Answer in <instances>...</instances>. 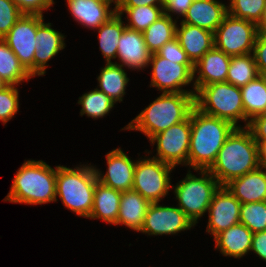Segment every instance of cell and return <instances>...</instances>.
<instances>
[{
  "instance_id": "obj_1",
  "label": "cell",
  "mask_w": 266,
  "mask_h": 267,
  "mask_svg": "<svg viewBox=\"0 0 266 267\" xmlns=\"http://www.w3.org/2000/svg\"><path fill=\"white\" fill-rule=\"evenodd\" d=\"M235 128L230 122L202 113L194 107L191 111L189 167L194 170H209Z\"/></svg>"
},
{
  "instance_id": "obj_2",
  "label": "cell",
  "mask_w": 266,
  "mask_h": 267,
  "mask_svg": "<svg viewBox=\"0 0 266 267\" xmlns=\"http://www.w3.org/2000/svg\"><path fill=\"white\" fill-rule=\"evenodd\" d=\"M259 168L257 143L247 127H236L208 170L225 186L231 180Z\"/></svg>"
},
{
  "instance_id": "obj_3",
  "label": "cell",
  "mask_w": 266,
  "mask_h": 267,
  "mask_svg": "<svg viewBox=\"0 0 266 267\" xmlns=\"http://www.w3.org/2000/svg\"><path fill=\"white\" fill-rule=\"evenodd\" d=\"M195 107V94L162 93L122 128L144 133L149 140L156 134L186 120Z\"/></svg>"
},
{
  "instance_id": "obj_4",
  "label": "cell",
  "mask_w": 266,
  "mask_h": 267,
  "mask_svg": "<svg viewBox=\"0 0 266 267\" xmlns=\"http://www.w3.org/2000/svg\"><path fill=\"white\" fill-rule=\"evenodd\" d=\"M4 201L30 205L56 202V168L42 160L25 161Z\"/></svg>"
},
{
  "instance_id": "obj_5",
  "label": "cell",
  "mask_w": 266,
  "mask_h": 267,
  "mask_svg": "<svg viewBox=\"0 0 266 267\" xmlns=\"http://www.w3.org/2000/svg\"><path fill=\"white\" fill-rule=\"evenodd\" d=\"M80 166L74 169L56 166V199L59 196L65 208L89 218L98 178L95 166Z\"/></svg>"
},
{
  "instance_id": "obj_6",
  "label": "cell",
  "mask_w": 266,
  "mask_h": 267,
  "mask_svg": "<svg viewBox=\"0 0 266 267\" xmlns=\"http://www.w3.org/2000/svg\"><path fill=\"white\" fill-rule=\"evenodd\" d=\"M195 107L202 113L218 117L238 125L245 122L242 94L240 87L228 82H217L202 86L195 94Z\"/></svg>"
},
{
  "instance_id": "obj_7",
  "label": "cell",
  "mask_w": 266,
  "mask_h": 267,
  "mask_svg": "<svg viewBox=\"0 0 266 267\" xmlns=\"http://www.w3.org/2000/svg\"><path fill=\"white\" fill-rule=\"evenodd\" d=\"M201 173V177L193 175L190 170L186 177L180 180L174 189V195L178 200V207L196 225L197 220L208 211L214 193L220 184L208 170H195Z\"/></svg>"
},
{
  "instance_id": "obj_8",
  "label": "cell",
  "mask_w": 266,
  "mask_h": 267,
  "mask_svg": "<svg viewBox=\"0 0 266 267\" xmlns=\"http://www.w3.org/2000/svg\"><path fill=\"white\" fill-rule=\"evenodd\" d=\"M175 167L159 159L144 158L136 161L133 190L141 194L150 203H157L166 197L172 188L170 173Z\"/></svg>"
},
{
  "instance_id": "obj_9",
  "label": "cell",
  "mask_w": 266,
  "mask_h": 267,
  "mask_svg": "<svg viewBox=\"0 0 266 267\" xmlns=\"http://www.w3.org/2000/svg\"><path fill=\"white\" fill-rule=\"evenodd\" d=\"M257 24L227 14L214 32V46L228 56L253 53Z\"/></svg>"
},
{
  "instance_id": "obj_10",
  "label": "cell",
  "mask_w": 266,
  "mask_h": 267,
  "mask_svg": "<svg viewBox=\"0 0 266 267\" xmlns=\"http://www.w3.org/2000/svg\"><path fill=\"white\" fill-rule=\"evenodd\" d=\"M191 138V113L190 116L163 132L154 135L149 141L157 143V156L161 162L176 167L180 164L188 166V153Z\"/></svg>"
},
{
  "instance_id": "obj_11",
  "label": "cell",
  "mask_w": 266,
  "mask_h": 267,
  "mask_svg": "<svg viewBox=\"0 0 266 267\" xmlns=\"http://www.w3.org/2000/svg\"><path fill=\"white\" fill-rule=\"evenodd\" d=\"M149 65L152 66V87L158 88L162 93L195 94L193 89L188 91L181 88L194 80V64H179L178 61L167 60L153 53Z\"/></svg>"
},
{
  "instance_id": "obj_12",
  "label": "cell",
  "mask_w": 266,
  "mask_h": 267,
  "mask_svg": "<svg viewBox=\"0 0 266 267\" xmlns=\"http://www.w3.org/2000/svg\"><path fill=\"white\" fill-rule=\"evenodd\" d=\"M36 33L37 14H23L2 38L32 77L37 46Z\"/></svg>"
},
{
  "instance_id": "obj_13",
  "label": "cell",
  "mask_w": 266,
  "mask_h": 267,
  "mask_svg": "<svg viewBox=\"0 0 266 267\" xmlns=\"http://www.w3.org/2000/svg\"><path fill=\"white\" fill-rule=\"evenodd\" d=\"M191 227H194V223L179 207L161 206L157 202L149 205L140 232L148 235H173Z\"/></svg>"
},
{
  "instance_id": "obj_14",
  "label": "cell",
  "mask_w": 266,
  "mask_h": 267,
  "mask_svg": "<svg viewBox=\"0 0 266 267\" xmlns=\"http://www.w3.org/2000/svg\"><path fill=\"white\" fill-rule=\"evenodd\" d=\"M240 208L239 200L225 186H220L208 207L209 220L206 232L214 238L220 232L239 223Z\"/></svg>"
},
{
  "instance_id": "obj_15",
  "label": "cell",
  "mask_w": 266,
  "mask_h": 267,
  "mask_svg": "<svg viewBox=\"0 0 266 267\" xmlns=\"http://www.w3.org/2000/svg\"><path fill=\"white\" fill-rule=\"evenodd\" d=\"M108 169L103 175L95 168L98 181L121 192L133 189V178L136 162H134L120 148L106 154Z\"/></svg>"
},
{
  "instance_id": "obj_16",
  "label": "cell",
  "mask_w": 266,
  "mask_h": 267,
  "mask_svg": "<svg viewBox=\"0 0 266 267\" xmlns=\"http://www.w3.org/2000/svg\"><path fill=\"white\" fill-rule=\"evenodd\" d=\"M65 36L45 23L43 16L37 14L36 52L34 55V76H42L48 67L47 62L65 48Z\"/></svg>"
},
{
  "instance_id": "obj_17",
  "label": "cell",
  "mask_w": 266,
  "mask_h": 267,
  "mask_svg": "<svg viewBox=\"0 0 266 267\" xmlns=\"http://www.w3.org/2000/svg\"><path fill=\"white\" fill-rule=\"evenodd\" d=\"M231 57L215 46L194 64L193 90L196 92L205 85L225 82Z\"/></svg>"
},
{
  "instance_id": "obj_18",
  "label": "cell",
  "mask_w": 266,
  "mask_h": 267,
  "mask_svg": "<svg viewBox=\"0 0 266 267\" xmlns=\"http://www.w3.org/2000/svg\"><path fill=\"white\" fill-rule=\"evenodd\" d=\"M151 52L144 41L143 33L125 27L117 48L118 60L123 67L142 70L149 66Z\"/></svg>"
},
{
  "instance_id": "obj_19",
  "label": "cell",
  "mask_w": 266,
  "mask_h": 267,
  "mask_svg": "<svg viewBox=\"0 0 266 267\" xmlns=\"http://www.w3.org/2000/svg\"><path fill=\"white\" fill-rule=\"evenodd\" d=\"M74 20L90 29H98L116 15V7L110 10L112 2L106 0H67Z\"/></svg>"
},
{
  "instance_id": "obj_20",
  "label": "cell",
  "mask_w": 266,
  "mask_h": 267,
  "mask_svg": "<svg viewBox=\"0 0 266 267\" xmlns=\"http://www.w3.org/2000/svg\"><path fill=\"white\" fill-rule=\"evenodd\" d=\"M227 14V6L220 1L194 0L181 23L195 25L214 33Z\"/></svg>"
},
{
  "instance_id": "obj_21",
  "label": "cell",
  "mask_w": 266,
  "mask_h": 267,
  "mask_svg": "<svg viewBox=\"0 0 266 267\" xmlns=\"http://www.w3.org/2000/svg\"><path fill=\"white\" fill-rule=\"evenodd\" d=\"M176 38L193 64L214 47V33L195 25L180 22Z\"/></svg>"
},
{
  "instance_id": "obj_22",
  "label": "cell",
  "mask_w": 266,
  "mask_h": 267,
  "mask_svg": "<svg viewBox=\"0 0 266 267\" xmlns=\"http://www.w3.org/2000/svg\"><path fill=\"white\" fill-rule=\"evenodd\" d=\"M225 187L241 204L266 201V169L259 167L231 180Z\"/></svg>"
},
{
  "instance_id": "obj_23",
  "label": "cell",
  "mask_w": 266,
  "mask_h": 267,
  "mask_svg": "<svg viewBox=\"0 0 266 267\" xmlns=\"http://www.w3.org/2000/svg\"><path fill=\"white\" fill-rule=\"evenodd\" d=\"M253 232L240 222L214 237L215 248L224 256L241 258L251 251Z\"/></svg>"
},
{
  "instance_id": "obj_24",
  "label": "cell",
  "mask_w": 266,
  "mask_h": 267,
  "mask_svg": "<svg viewBox=\"0 0 266 267\" xmlns=\"http://www.w3.org/2000/svg\"><path fill=\"white\" fill-rule=\"evenodd\" d=\"M150 204L149 201L133 189L123 191L116 225H125L131 230L140 232Z\"/></svg>"
},
{
  "instance_id": "obj_25",
  "label": "cell",
  "mask_w": 266,
  "mask_h": 267,
  "mask_svg": "<svg viewBox=\"0 0 266 267\" xmlns=\"http://www.w3.org/2000/svg\"><path fill=\"white\" fill-rule=\"evenodd\" d=\"M122 192L97 181L90 219H101L116 225Z\"/></svg>"
},
{
  "instance_id": "obj_26",
  "label": "cell",
  "mask_w": 266,
  "mask_h": 267,
  "mask_svg": "<svg viewBox=\"0 0 266 267\" xmlns=\"http://www.w3.org/2000/svg\"><path fill=\"white\" fill-rule=\"evenodd\" d=\"M245 113L244 127L249 121L258 115L266 113V79L259 75L248 84L240 87Z\"/></svg>"
},
{
  "instance_id": "obj_27",
  "label": "cell",
  "mask_w": 266,
  "mask_h": 267,
  "mask_svg": "<svg viewBox=\"0 0 266 267\" xmlns=\"http://www.w3.org/2000/svg\"><path fill=\"white\" fill-rule=\"evenodd\" d=\"M99 89L109 96L114 102H122L125 95V89L129 82L127 73L123 66L118 63H106L104 68H101L100 74L97 77Z\"/></svg>"
},
{
  "instance_id": "obj_28",
  "label": "cell",
  "mask_w": 266,
  "mask_h": 267,
  "mask_svg": "<svg viewBox=\"0 0 266 267\" xmlns=\"http://www.w3.org/2000/svg\"><path fill=\"white\" fill-rule=\"evenodd\" d=\"M125 27L122 16L116 14L98 28L99 48L106 63H112L111 59H116L117 48Z\"/></svg>"
},
{
  "instance_id": "obj_29",
  "label": "cell",
  "mask_w": 266,
  "mask_h": 267,
  "mask_svg": "<svg viewBox=\"0 0 266 267\" xmlns=\"http://www.w3.org/2000/svg\"><path fill=\"white\" fill-rule=\"evenodd\" d=\"M177 21L164 13L150 27L143 31L144 41L148 50L153 54L176 37Z\"/></svg>"
},
{
  "instance_id": "obj_30",
  "label": "cell",
  "mask_w": 266,
  "mask_h": 267,
  "mask_svg": "<svg viewBox=\"0 0 266 267\" xmlns=\"http://www.w3.org/2000/svg\"><path fill=\"white\" fill-rule=\"evenodd\" d=\"M0 76L7 85L15 86L32 78L2 38H0Z\"/></svg>"
},
{
  "instance_id": "obj_31",
  "label": "cell",
  "mask_w": 266,
  "mask_h": 267,
  "mask_svg": "<svg viewBox=\"0 0 266 267\" xmlns=\"http://www.w3.org/2000/svg\"><path fill=\"white\" fill-rule=\"evenodd\" d=\"M165 6H138V7H116V13L120 16L127 14L128 24L126 27L143 32L158 20L164 13Z\"/></svg>"
},
{
  "instance_id": "obj_32",
  "label": "cell",
  "mask_w": 266,
  "mask_h": 267,
  "mask_svg": "<svg viewBox=\"0 0 266 267\" xmlns=\"http://www.w3.org/2000/svg\"><path fill=\"white\" fill-rule=\"evenodd\" d=\"M258 76L259 72L252 53L231 57L226 82L242 87Z\"/></svg>"
},
{
  "instance_id": "obj_33",
  "label": "cell",
  "mask_w": 266,
  "mask_h": 267,
  "mask_svg": "<svg viewBox=\"0 0 266 267\" xmlns=\"http://www.w3.org/2000/svg\"><path fill=\"white\" fill-rule=\"evenodd\" d=\"M78 104L82 106L80 116L87 115L94 119L103 118L114 107V100L99 89L91 90L79 97Z\"/></svg>"
},
{
  "instance_id": "obj_34",
  "label": "cell",
  "mask_w": 266,
  "mask_h": 267,
  "mask_svg": "<svg viewBox=\"0 0 266 267\" xmlns=\"http://www.w3.org/2000/svg\"><path fill=\"white\" fill-rule=\"evenodd\" d=\"M240 223L251 232L266 230V201L241 204Z\"/></svg>"
},
{
  "instance_id": "obj_35",
  "label": "cell",
  "mask_w": 266,
  "mask_h": 267,
  "mask_svg": "<svg viewBox=\"0 0 266 267\" xmlns=\"http://www.w3.org/2000/svg\"><path fill=\"white\" fill-rule=\"evenodd\" d=\"M265 0H230L228 14L258 24L261 20Z\"/></svg>"
},
{
  "instance_id": "obj_36",
  "label": "cell",
  "mask_w": 266,
  "mask_h": 267,
  "mask_svg": "<svg viewBox=\"0 0 266 267\" xmlns=\"http://www.w3.org/2000/svg\"><path fill=\"white\" fill-rule=\"evenodd\" d=\"M19 109V90L15 85H8L0 90V121L6 124Z\"/></svg>"
},
{
  "instance_id": "obj_37",
  "label": "cell",
  "mask_w": 266,
  "mask_h": 267,
  "mask_svg": "<svg viewBox=\"0 0 266 267\" xmlns=\"http://www.w3.org/2000/svg\"><path fill=\"white\" fill-rule=\"evenodd\" d=\"M23 15L11 0H0V38H3Z\"/></svg>"
},
{
  "instance_id": "obj_38",
  "label": "cell",
  "mask_w": 266,
  "mask_h": 267,
  "mask_svg": "<svg viewBox=\"0 0 266 267\" xmlns=\"http://www.w3.org/2000/svg\"><path fill=\"white\" fill-rule=\"evenodd\" d=\"M157 54L167 60L178 61L179 64H193L176 37L161 47Z\"/></svg>"
},
{
  "instance_id": "obj_39",
  "label": "cell",
  "mask_w": 266,
  "mask_h": 267,
  "mask_svg": "<svg viewBox=\"0 0 266 267\" xmlns=\"http://www.w3.org/2000/svg\"><path fill=\"white\" fill-rule=\"evenodd\" d=\"M18 6L23 14H38L43 16V11L48 10L53 4L54 0H11Z\"/></svg>"
},
{
  "instance_id": "obj_40",
  "label": "cell",
  "mask_w": 266,
  "mask_h": 267,
  "mask_svg": "<svg viewBox=\"0 0 266 267\" xmlns=\"http://www.w3.org/2000/svg\"><path fill=\"white\" fill-rule=\"evenodd\" d=\"M253 56L259 75L266 76V35L258 34L254 43Z\"/></svg>"
},
{
  "instance_id": "obj_41",
  "label": "cell",
  "mask_w": 266,
  "mask_h": 267,
  "mask_svg": "<svg viewBox=\"0 0 266 267\" xmlns=\"http://www.w3.org/2000/svg\"><path fill=\"white\" fill-rule=\"evenodd\" d=\"M247 128L250 130L253 139L255 141H265L266 140V115H258L253 117Z\"/></svg>"
},
{
  "instance_id": "obj_42",
  "label": "cell",
  "mask_w": 266,
  "mask_h": 267,
  "mask_svg": "<svg viewBox=\"0 0 266 267\" xmlns=\"http://www.w3.org/2000/svg\"><path fill=\"white\" fill-rule=\"evenodd\" d=\"M194 0H167L165 5V13L172 17V13L177 16H184L189 6ZM171 13V14H170Z\"/></svg>"
},
{
  "instance_id": "obj_43",
  "label": "cell",
  "mask_w": 266,
  "mask_h": 267,
  "mask_svg": "<svg viewBox=\"0 0 266 267\" xmlns=\"http://www.w3.org/2000/svg\"><path fill=\"white\" fill-rule=\"evenodd\" d=\"M251 251L266 262V230L253 233Z\"/></svg>"
},
{
  "instance_id": "obj_44",
  "label": "cell",
  "mask_w": 266,
  "mask_h": 267,
  "mask_svg": "<svg viewBox=\"0 0 266 267\" xmlns=\"http://www.w3.org/2000/svg\"><path fill=\"white\" fill-rule=\"evenodd\" d=\"M167 0H118L115 7L165 6Z\"/></svg>"
},
{
  "instance_id": "obj_45",
  "label": "cell",
  "mask_w": 266,
  "mask_h": 267,
  "mask_svg": "<svg viewBox=\"0 0 266 267\" xmlns=\"http://www.w3.org/2000/svg\"><path fill=\"white\" fill-rule=\"evenodd\" d=\"M257 143L258 149V163L259 167L266 169V140L265 141H255Z\"/></svg>"
},
{
  "instance_id": "obj_46",
  "label": "cell",
  "mask_w": 266,
  "mask_h": 267,
  "mask_svg": "<svg viewBox=\"0 0 266 267\" xmlns=\"http://www.w3.org/2000/svg\"><path fill=\"white\" fill-rule=\"evenodd\" d=\"M258 34L266 35V0L261 20L257 24Z\"/></svg>"
},
{
  "instance_id": "obj_47",
  "label": "cell",
  "mask_w": 266,
  "mask_h": 267,
  "mask_svg": "<svg viewBox=\"0 0 266 267\" xmlns=\"http://www.w3.org/2000/svg\"><path fill=\"white\" fill-rule=\"evenodd\" d=\"M6 86H8L7 83L0 76V90L4 89Z\"/></svg>"
},
{
  "instance_id": "obj_48",
  "label": "cell",
  "mask_w": 266,
  "mask_h": 267,
  "mask_svg": "<svg viewBox=\"0 0 266 267\" xmlns=\"http://www.w3.org/2000/svg\"><path fill=\"white\" fill-rule=\"evenodd\" d=\"M106 1L114 3L115 6L117 5V2H118V0H106Z\"/></svg>"
}]
</instances>
